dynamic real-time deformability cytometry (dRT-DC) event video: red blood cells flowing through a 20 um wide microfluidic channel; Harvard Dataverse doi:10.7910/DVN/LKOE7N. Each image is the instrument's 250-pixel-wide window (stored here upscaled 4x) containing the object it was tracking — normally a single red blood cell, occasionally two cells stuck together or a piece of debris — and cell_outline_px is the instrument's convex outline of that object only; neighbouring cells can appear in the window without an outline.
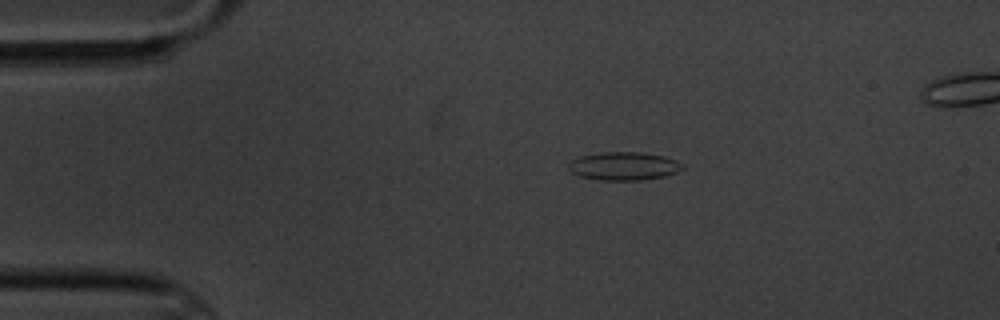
{"species": "common noctule bat (a hibernating species)", "species_latin": "Nyctalus noctula", "temperature_condition": "cold", "stored_images_in_passage": 9, "camera_frame_rate_fps": 3000, "um_per_image_px": 0.085, "animal": {"sex": "male", "body_mass_g": 20.1, "forearm_length_mm": 53.5}, "frame": {"image": 1, "passage_image": 1, "time_ms": 0.0, "image_size_px": [1000, 320], "cell_outline_px": [[684, 168], [676, 172], [664, 176], [640, 180], [600, 180], [580, 176], [572, 172], [568, 168], [568, 164], [572, 160], [580, 156], [604, 152], [640, 152], [664, 156], [676, 160], [684, 164]], "centroid_in_image_um": [53.04, 14.11], "position_along_channel_um": 32.0, "area_um2": 18.67}}
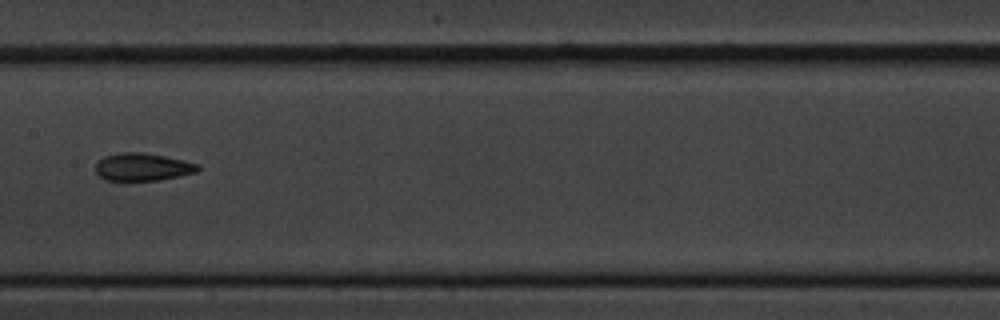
{"frame": {"image": 2, "passage_image": 6, "time_ms": 6.0, "image_size_px": [1000, 320], "cell_outline_px": [[200, 168], [196, 172], [180, 176], [156, 180], [128, 184], [124, 184], [104, 180], [96, 172], [96, 164], [104, 156], [120, 152], [144, 152], [184, 160], [200, 164]], "centroid_in_image_um": [12.08, 14.24], "position_along_channel_um": 195.3, "area_um2": 17.28}}
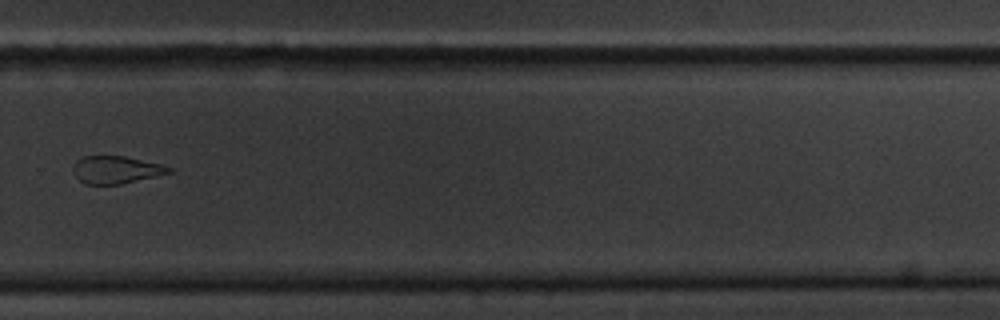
{"frame": {"image": 3, "passage_image": 9, "time_ms": 9.667, "image_size_px": [1000, 320], "cell_outline_px": [[172, 172], [156, 176], [120, 184], [84, 184], [76, 176], [72, 168], [76, 160], [84, 156], [124, 156], [160, 164], [172, 168]], "centroid_in_image_um": [9.84, 14.43], "position_along_channel_um": 320.0, "area_um2": 15.2}}